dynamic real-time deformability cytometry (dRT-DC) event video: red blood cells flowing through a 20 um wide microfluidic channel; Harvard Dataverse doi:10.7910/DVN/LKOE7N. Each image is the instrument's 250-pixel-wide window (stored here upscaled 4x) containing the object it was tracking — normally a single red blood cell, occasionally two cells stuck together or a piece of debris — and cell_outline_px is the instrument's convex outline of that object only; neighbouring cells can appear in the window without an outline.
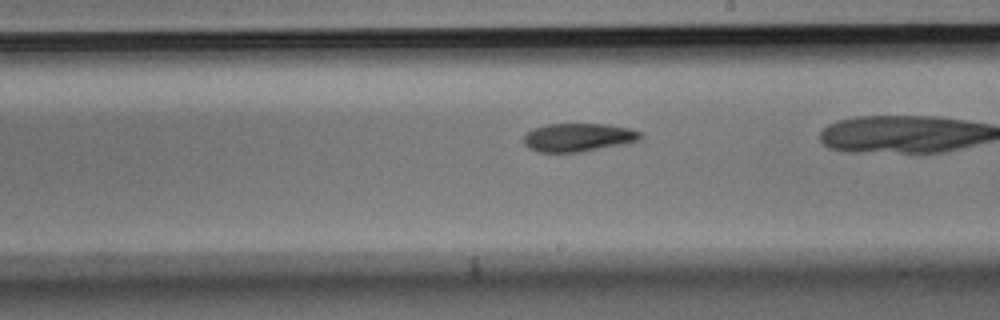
{"species": "Egyptian fruit bat (a non-hibernating species)", "species_latin": "Rousettus aegyptiacus", "temperature_condition": "room temperature", "stored_images_in_passage": 36, "camera_frame_rate_fps": 3000, "um_per_image_px": 0.085, "animal": {"sex": "male"}, "frame": {"image": 1, "passage_image": 25, "time_ms": 8.0, "image_size_px": [1000, 320], "cell_outline_px": [[644, 136], [640, 140], [624, 144], [580, 152], [536, 152], [528, 148], [524, 144], [524, 136], [532, 128], [548, 124], [608, 124], [628, 128], [640, 132]], "centroid_in_image_um": [49.15, 11.68], "position_along_channel_um": 239.9, "area_um2": 19.36}}
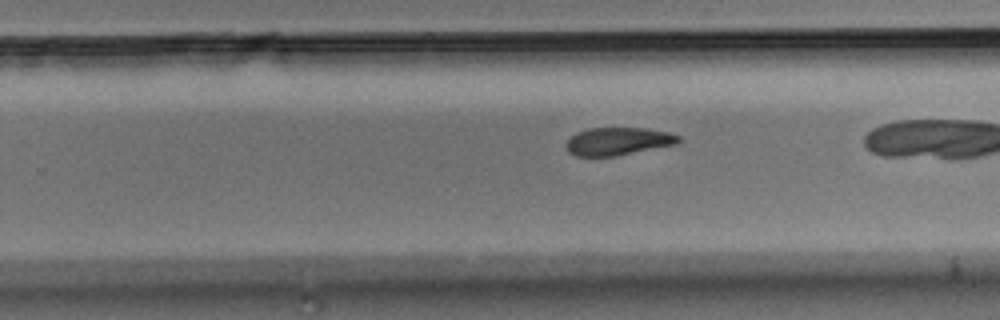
{"frame": {"image": 2, "passage_image": 28, "time_ms": 9.0, "image_size_px": [1000, 320], "cell_outline_px": [[680, 140], [676, 144], [616, 156], [576, 156], [568, 152], [564, 148], [564, 144], [568, 136], [576, 132], [588, 128], [644, 128], [668, 132], [680, 136]], "centroid_in_image_um": [52.45, 12.01], "position_along_channel_um": 277.4, "area_um2": 18.44}}